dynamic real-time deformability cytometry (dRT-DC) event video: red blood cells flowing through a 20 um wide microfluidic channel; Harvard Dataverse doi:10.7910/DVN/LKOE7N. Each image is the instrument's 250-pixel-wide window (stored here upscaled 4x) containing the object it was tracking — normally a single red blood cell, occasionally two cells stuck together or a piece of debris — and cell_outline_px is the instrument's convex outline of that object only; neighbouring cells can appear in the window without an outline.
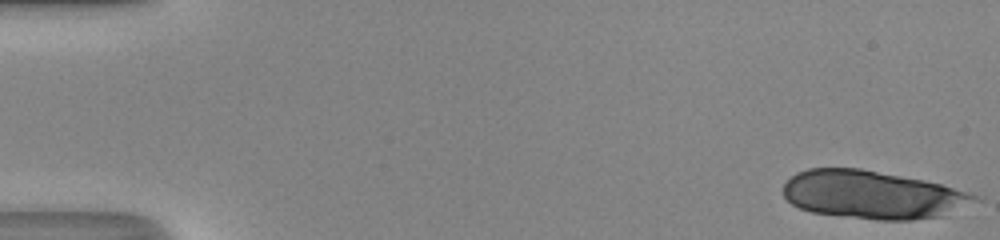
{"species": "human", "species_latin": "Homo sapiens", "temperature_condition": "room temperature", "stored_images_in_passage": 16, "camera_frame_rate_fps": 3000, "um_per_image_px": 0.085, "donor": {"sex": "male"}, "frame": {"image": 1, "passage_image": 1, "time_ms": 0.0, "image_size_px": [1000, 240], "cell_outline_px": [[984, 200], [940, 216], [912, 220], [876, 220], [812, 212], [800, 208], [792, 204], [784, 196], [784, 184], [796, 172], [808, 168], [860, 168], [924, 180], [940, 184], [984, 196]], "centroid_in_image_um": [74.22, 16.55], "position_along_channel_um": 10.8, "area_um2": 53.81}}